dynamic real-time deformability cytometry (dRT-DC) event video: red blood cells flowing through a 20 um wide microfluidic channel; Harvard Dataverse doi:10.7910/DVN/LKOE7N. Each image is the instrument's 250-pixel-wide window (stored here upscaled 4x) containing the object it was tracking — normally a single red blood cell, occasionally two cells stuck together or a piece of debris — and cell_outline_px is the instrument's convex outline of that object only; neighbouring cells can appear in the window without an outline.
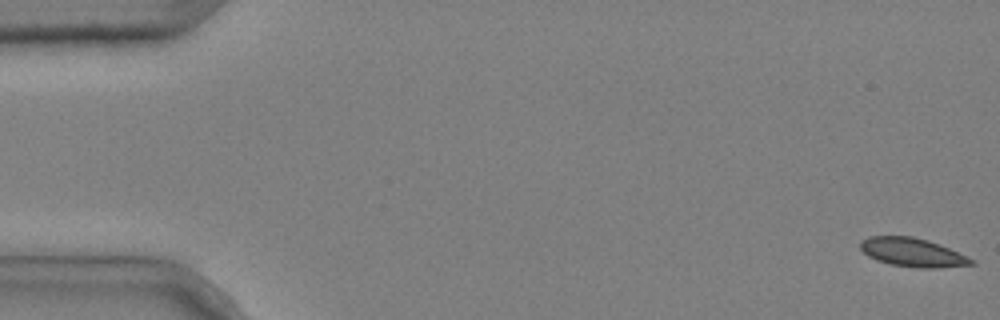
{"species": "common noctule bat (a hibernating species)", "species_latin": "Nyctalus noctula", "temperature_condition": "cold", "stored_images_in_passage": 5, "camera_frame_rate_fps": 3000, "um_per_image_px": 0.085, "animal": {"sex": "male", "body_mass_g": 20.4}, "frame": {"image": 1, "passage_image": 1, "time_ms": 0.0, "image_size_px": [1000, 320], "cell_outline_px": [[976, 264], [940, 268], [920, 268], [888, 264], [876, 260], [868, 256], [860, 248], [860, 240], [868, 236], [912, 236], [928, 240], [940, 244], [976, 260]], "centroid_in_image_um": [77.57, 21.45], "position_along_channel_um": 7.4, "area_um2": 18.79}}
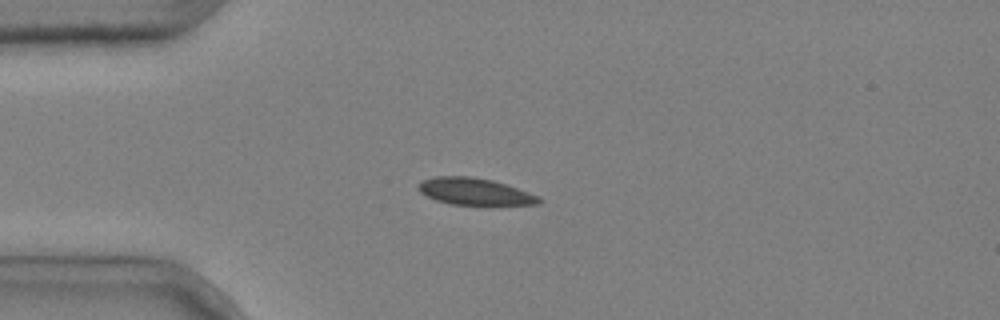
{"frame": {"image": 2, "passage_image": 4, "time_ms": 1.0, "image_size_px": [1000, 320], "cell_outline_px": [[544, 200], [540, 204], [448, 204], [436, 200], [420, 192], [420, 180], [436, 176], [472, 176], [492, 180], [540, 196]], "centroid_in_image_um": [40.35, 16.27], "position_along_channel_um": 44.6, "area_um2": 18.61}}